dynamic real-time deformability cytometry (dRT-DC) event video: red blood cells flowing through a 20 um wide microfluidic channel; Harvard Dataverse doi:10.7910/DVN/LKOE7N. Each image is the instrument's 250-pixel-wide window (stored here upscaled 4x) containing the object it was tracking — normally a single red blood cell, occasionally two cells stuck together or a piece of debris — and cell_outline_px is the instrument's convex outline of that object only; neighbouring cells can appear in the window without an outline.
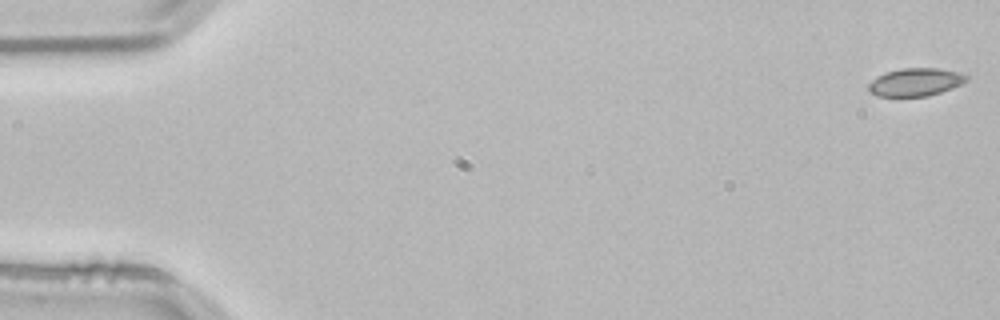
{"species": "common noctule bat (a hibernating species)", "species_latin": "Nyctalus noctula", "temperature_condition": "room temperature", "stored_images_in_passage": 53, "camera_frame_rate_fps": 3000, "um_per_image_px": 0.085, "animal": {"sex": "male", "body_mass_g": 21.5, "forearm_length_mm": 52.0}, "frame": {"image": 1, "passage_image": 1, "time_ms": 0.0, "image_size_px": [1000, 320], "cell_outline_px": [[968, 80], [952, 88], [928, 96], [876, 96], [868, 92], [868, 84], [876, 76], [900, 68], [936, 68], [960, 72], [968, 76]], "centroid_in_image_um": [77.79, 6.98], "position_along_channel_um": 7.2, "area_um2": 15.95}}
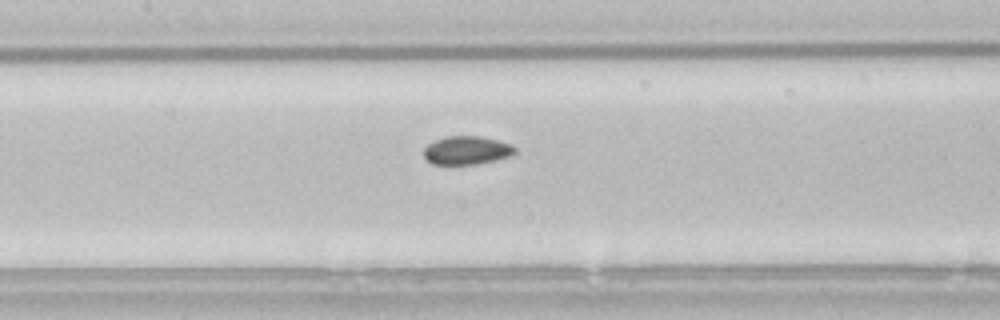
{"frame": {"image": 2, "passage_image": 25, "time_ms": 8.0, "image_size_px": [1000, 320], "cell_outline_px": [[516, 152], [508, 156], [496, 160], [476, 164], [432, 164], [424, 156], [424, 148], [428, 144], [436, 140], [448, 136], [480, 136], [512, 144], [516, 148]], "centroid_in_image_um": [39.68, 12.78], "position_along_channel_um": 167.7, "area_um2": 14.97}}
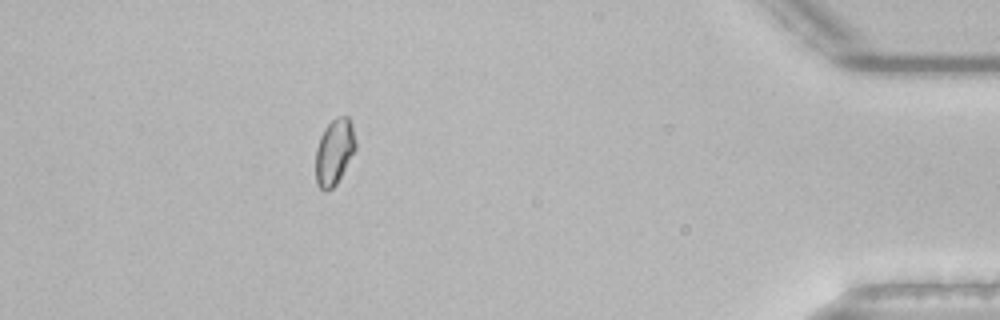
{"frame": {"image": 3, "passage_image": 48, "time_ms": 15.667, "image_size_px": [1000, 320], "cell_outline_px": [[356, 148], [336, 184], [328, 192], [324, 192], [316, 184], [316, 148], [320, 136], [324, 128], [336, 116], [348, 116], [352, 124], [356, 140]], "centroid_in_image_um": [28.41, 12.9], "position_along_channel_um": 406.8, "area_um2": 15.43}, "authors_computed_cell_mechanics": {"area_um2": 15.5482, "velocity_mm_per_s": 3.8138, "shape_relaxation_time_tau1_ms": 8.526, "shape_relaxation_time_tau2_ms": 4.5164, "deformation_change_tau1": 0.0646, "deformation_change_tau2": 0.0643}}